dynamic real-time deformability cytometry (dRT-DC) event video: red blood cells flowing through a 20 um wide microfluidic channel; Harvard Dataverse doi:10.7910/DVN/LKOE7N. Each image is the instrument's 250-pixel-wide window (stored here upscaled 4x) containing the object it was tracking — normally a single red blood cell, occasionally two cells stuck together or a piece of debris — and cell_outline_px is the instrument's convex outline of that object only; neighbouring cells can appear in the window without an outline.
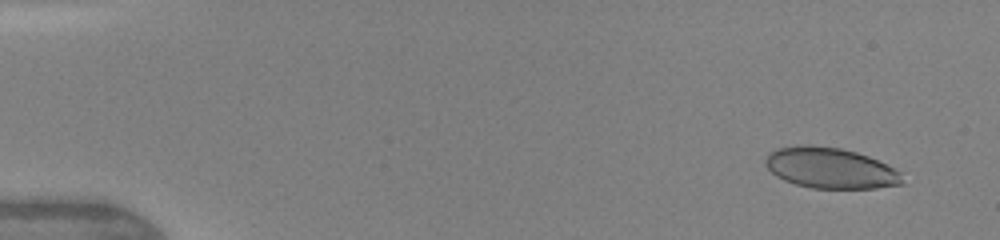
{"species": "human", "species_latin": "Homo sapiens", "temperature_condition": "warm", "stored_images_in_passage": 9, "camera_frame_rate_fps": 3000, "um_per_image_px": 0.085, "donor": {"sex": "female"}, "frame": {"image": 1, "passage_image": 1, "time_ms": 0.0, "image_size_px": [1000, 240], "cell_outline_px": [[908, 184], [876, 188], [812, 188], [796, 184], [784, 180], [776, 176], [764, 164], [764, 160], [768, 152], [776, 148], [804, 144], [808, 144], [840, 148], [856, 152], [868, 156], [900, 172]], "centroid_in_image_um": [70.57, 14.28], "position_along_channel_um": 14.4, "area_um2": 32.71}}
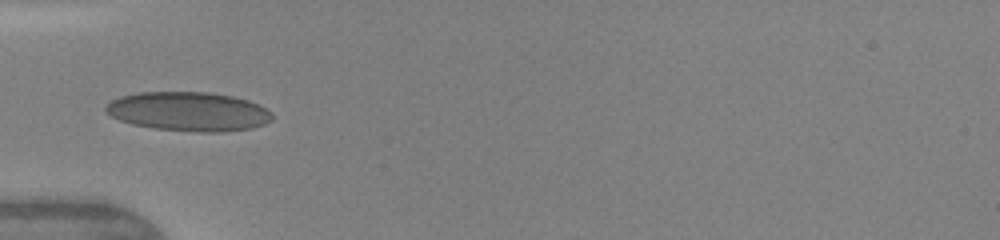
{"frame": {"image": 2, "passage_image": 6, "time_ms": 4.333, "image_size_px": [1000, 240], "cell_outline_px": [[272, 120], [264, 124], [252, 128], [220, 132], [200, 132], [156, 128], [132, 124], [120, 120], [104, 112], [104, 108], [112, 100], [120, 96], [140, 92], [208, 92], [232, 96], [248, 100], [260, 104], [272, 112]], "centroid_in_image_um": [16.05, 9.47], "position_along_channel_um": 69.0, "area_um2": 37.97}}